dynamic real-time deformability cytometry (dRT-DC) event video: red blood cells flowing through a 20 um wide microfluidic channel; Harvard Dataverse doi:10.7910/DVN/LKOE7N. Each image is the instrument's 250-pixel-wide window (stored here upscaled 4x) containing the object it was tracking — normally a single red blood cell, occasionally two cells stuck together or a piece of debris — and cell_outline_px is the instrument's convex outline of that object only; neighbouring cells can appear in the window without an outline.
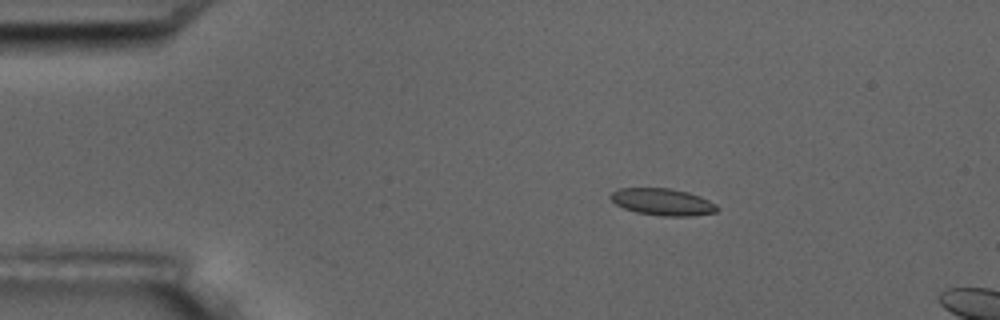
{"species": "common noctule bat (a hibernating species)", "species_latin": "Nyctalus noctula", "temperature_condition": "room temperature", "stored_images_in_passage": 4, "camera_frame_rate_fps": 3000, "um_per_image_px": 0.085, "animal": {"sex": "male", "body_mass_g": 17.5, "forearm_length_mm": 52.3}, "frame": {"image": 1, "passage_image": 3, "time_ms": 2.333, "image_size_px": [1000, 320], "cell_outline_px": [[720, 208], [716, 212], [692, 216], [660, 216], [636, 212], [624, 208], [616, 204], [608, 196], [612, 192], [620, 188], [672, 188], [688, 192], [700, 196], [716, 204]], "centroid_in_image_um": [56.33, 17.16], "position_along_channel_um": 28.7, "area_um2": 16.82}}